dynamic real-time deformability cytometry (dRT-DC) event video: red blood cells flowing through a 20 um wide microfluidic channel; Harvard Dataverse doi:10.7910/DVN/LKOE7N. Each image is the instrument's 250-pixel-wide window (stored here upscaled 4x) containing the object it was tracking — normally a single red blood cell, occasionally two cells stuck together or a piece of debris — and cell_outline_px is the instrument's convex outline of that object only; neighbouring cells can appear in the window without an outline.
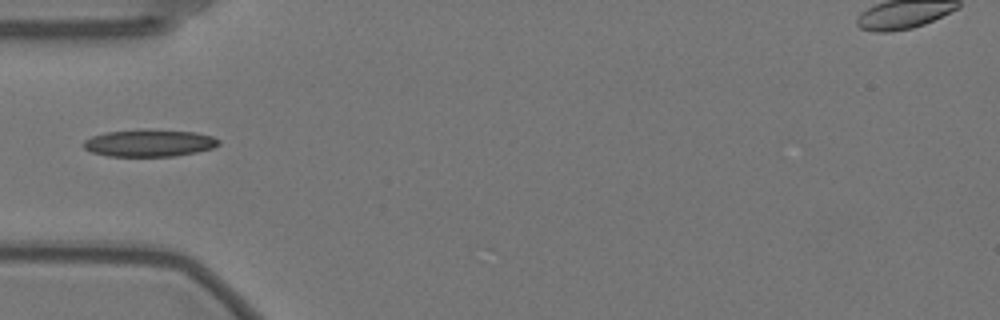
{"species": "Egyptian fruit bat (a non-hibernating species)", "species_latin": "Rousettus aegyptiacus", "temperature_condition": "warm", "stored_images_in_passage": 35, "camera_frame_rate_fps": 3000, "um_per_image_px": 0.085, "animal": {"sex": "female"}, "frame": {"image": 1, "passage_image": 1, "time_ms": 0.0, "image_size_px": [1000, 320], "cell_outline_px": [[220, 144], [212, 148], [196, 152], [176, 156], [108, 156], [92, 152], [84, 148], [84, 140], [92, 136], [104, 132], [140, 128], [196, 132], [212, 136], [220, 140]], "centroid_in_image_um": [12.69, 12.14], "position_along_channel_um": 72.3, "area_um2": 21.68}}
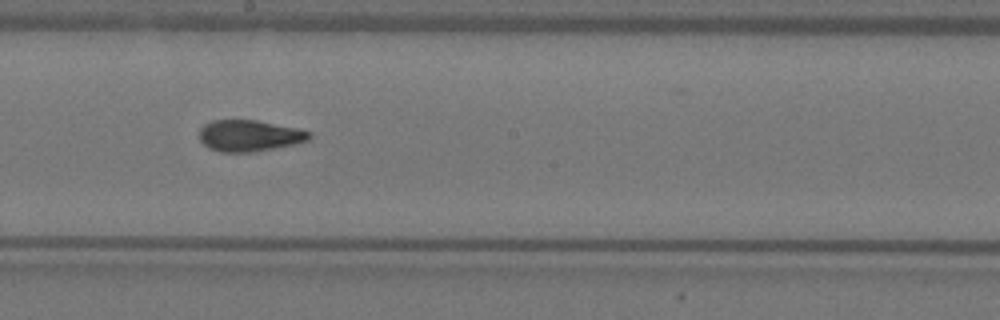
{"frame": {"image": 2, "passage_image": 14, "time_ms": 4.333, "image_size_px": [1000, 320], "cell_outline_px": [[312, 136], [308, 140], [296, 144], [252, 152], [220, 152], [208, 148], [200, 140], [200, 128], [204, 124], [212, 120], [256, 120], [296, 128], [308, 132]], "centroid_in_image_um": [21.16, 11.54], "position_along_channel_um": 227.0, "area_um2": 20.0}}
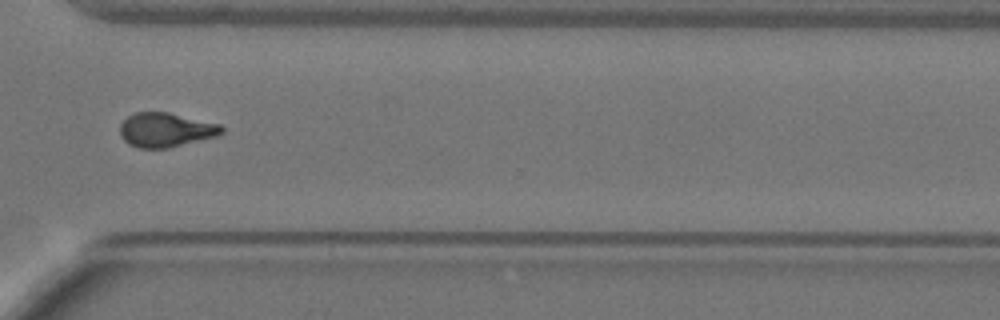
{"frame": {"image": 3, "passage_image": 25, "time_ms": 8.0, "image_size_px": [1000, 320], "cell_outline_px": [[224, 132], [216, 136], [168, 148], [140, 148], [128, 144], [120, 136], [120, 124], [128, 116], [136, 112], [168, 112], [220, 124], [224, 128]], "centroid_in_image_um": [14.08, 11.04], "position_along_channel_um": 356.5, "area_um2": 20.29}}